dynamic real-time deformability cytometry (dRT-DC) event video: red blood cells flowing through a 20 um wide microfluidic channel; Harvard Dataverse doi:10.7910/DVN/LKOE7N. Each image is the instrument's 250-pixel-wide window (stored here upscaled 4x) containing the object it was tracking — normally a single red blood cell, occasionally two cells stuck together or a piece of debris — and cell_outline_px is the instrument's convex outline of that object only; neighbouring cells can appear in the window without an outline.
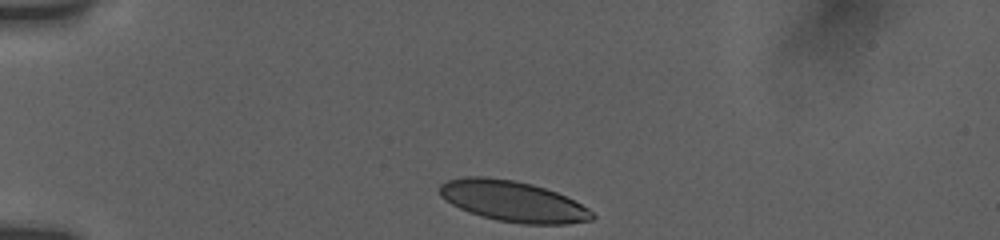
{"species": "human", "species_latin": "Homo sapiens", "temperature_condition": "room temperature", "stored_images_in_passage": 5, "camera_frame_rate_fps": 3000, "um_per_image_px": 0.085, "donor": {"sex": "female"}, "frame": {"image": 1, "passage_image": 1, "time_ms": 0.0, "image_size_px": [1000, 240], "cell_outline_px": [[596, 216], [592, 220], [568, 224], [520, 224], [496, 220], [480, 216], [468, 212], [444, 200], [440, 196], [440, 184], [448, 180], [464, 176], [484, 176], [516, 180], [532, 184], [556, 192], [588, 208]], "centroid_in_image_um": [43.57, 17.11], "position_along_channel_um": 41.4, "area_um2": 36.36}}
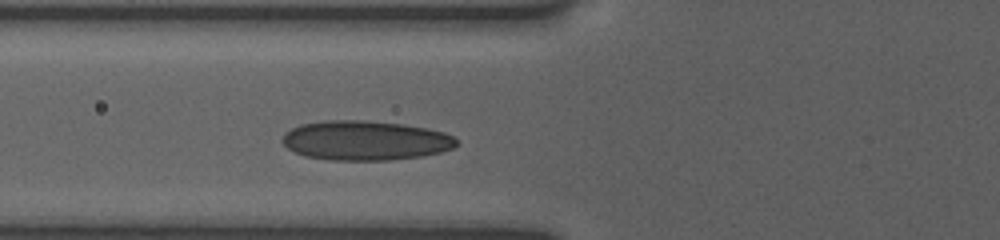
{"frame": {"image": 2, "passage_image": 5, "time_ms": 2.667, "image_size_px": [1000, 240], "cell_outline_px": [[460, 144], [452, 148], [440, 152], [420, 156], [392, 160], [332, 160], [304, 156], [288, 148], [280, 140], [284, 132], [300, 124], [324, 120], [360, 120], [404, 124], [428, 128], [444, 132], [452, 136]], "centroid_in_image_um": [31.03, 11.93], "position_along_channel_um": 94.8, "area_um2": 40.29}}